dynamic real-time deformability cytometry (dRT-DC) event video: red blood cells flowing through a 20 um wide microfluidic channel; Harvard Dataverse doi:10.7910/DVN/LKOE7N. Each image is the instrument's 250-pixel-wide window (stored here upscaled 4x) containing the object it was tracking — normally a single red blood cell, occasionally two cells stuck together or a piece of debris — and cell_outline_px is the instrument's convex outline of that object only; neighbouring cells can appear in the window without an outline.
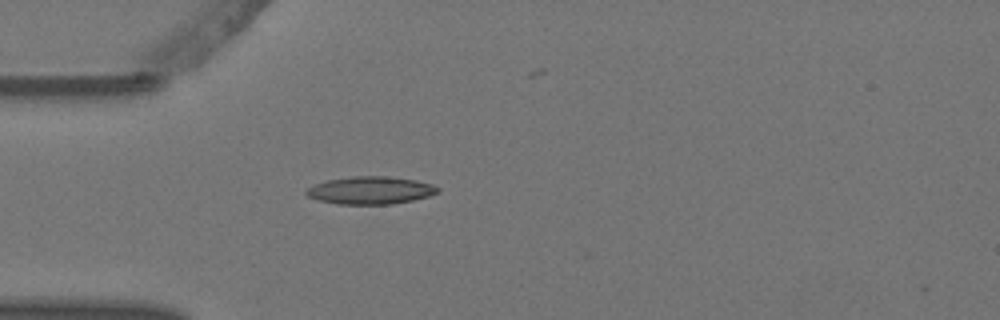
{"species": "Egyptian fruit bat (a non-hibernating species)", "species_latin": "Rousettus aegyptiacus", "temperature_condition": "warm", "stored_images_in_passage": 5, "camera_frame_rate_fps": 3000, "um_per_image_px": 0.085, "animal": {"sex": "female"}, "frame": {"image": 1, "passage_image": 5, "time_ms": 1.333, "image_size_px": [1000, 320], "cell_outline_px": [[440, 192], [428, 196], [412, 200], [392, 204], [336, 204], [320, 200], [308, 196], [304, 192], [308, 188], [316, 184], [328, 180], [352, 176], [384, 176], [416, 180], [432, 184], [440, 188]], "centroid_in_image_um": [31.51, 16.18], "position_along_channel_um": 53.5, "area_um2": 21.04}}